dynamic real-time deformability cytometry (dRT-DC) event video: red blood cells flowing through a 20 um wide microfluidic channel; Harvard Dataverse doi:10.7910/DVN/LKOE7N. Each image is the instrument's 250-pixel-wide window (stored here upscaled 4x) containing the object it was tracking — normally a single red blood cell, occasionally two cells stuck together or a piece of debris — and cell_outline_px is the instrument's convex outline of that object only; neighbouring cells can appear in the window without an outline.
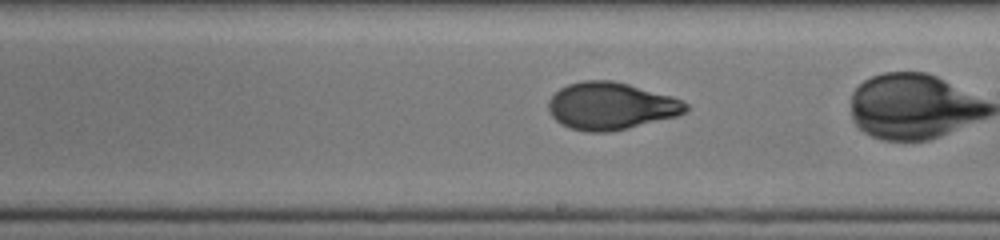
{"species": "human", "species_latin": "Homo sapiens", "temperature_condition": "cold", "stored_images_in_passage": 40, "camera_frame_rate_fps": 3000, "um_per_image_px": 0.085, "donor": {"sex": "male"}, "frame": {"image": 1, "passage_image": 29, "time_ms": 9.333, "image_size_px": [1000, 240], "cell_outline_px": [[688, 108], [684, 112], [676, 116], [628, 128], [608, 132], [588, 132], [568, 128], [560, 124], [552, 116], [548, 108], [548, 100], [560, 88], [568, 84], [584, 80], [612, 80], [628, 84], [672, 96], [688, 104]], "centroid_in_image_um": [51.89, 9.01], "position_along_channel_um": 237.1, "area_um2": 37.74}}